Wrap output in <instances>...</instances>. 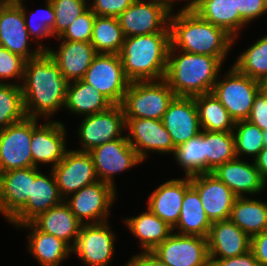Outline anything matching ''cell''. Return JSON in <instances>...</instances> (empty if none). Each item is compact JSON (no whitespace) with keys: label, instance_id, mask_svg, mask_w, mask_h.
<instances>
[{"label":"cell","instance_id":"1","mask_svg":"<svg viewBox=\"0 0 267 266\" xmlns=\"http://www.w3.org/2000/svg\"><path fill=\"white\" fill-rule=\"evenodd\" d=\"M68 83L47 51L27 60L21 82L26 117L53 116L65 105Z\"/></svg>","mask_w":267,"mask_h":266},{"label":"cell","instance_id":"2","mask_svg":"<svg viewBox=\"0 0 267 266\" xmlns=\"http://www.w3.org/2000/svg\"><path fill=\"white\" fill-rule=\"evenodd\" d=\"M171 45L180 51L217 57L222 63L234 45L224 29L202 19L195 11L170 16Z\"/></svg>","mask_w":267,"mask_h":266},{"label":"cell","instance_id":"3","mask_svg":"<svg viewBox=\"0 0 267 266\" xmlns=\"http://www.w3.org/2000/svg\"><path fill=\"white\" fill-rule=\"evenodd\" d=\"M175 52L176 49L171 45L164 76L174 94L194 97L210 93L220 78L218 74L223 63L215 56L180 50L177 55Z\"/></svg>","mask_w":267,"mask_h":266},{"label":"cell","instance_id":"4","mask_svg":"<svg viewBox=\"0 0 267 266\" xmlns=\"http://www.w3.org/2000/svg\"><path fill=\"white\" fill-rule=\"evenodd\" d=\"M170 46V32L126 37L119 55L128 80L164 79Z\"/></svg>","mask_w":267,"mask_h":266},{"label":"cell","instance_id":"5","mask_svg":"<svg viewBox=\"0 0 267 266\" xmlns=\"http://www.w3.org/2000/svg\"><path fill=\"white\" fill-rule=\"evenodd\" d=\"M175 96L164 79L130 82L121 106L125 118L162 120Z\"/></svg>","mask_w":267,"mask_h":266},{"label":"cell","instance_id":"6","mask_svg":"<svg viewBox=\"0 0 267 266\" xmlns=\"http://www.w3.org/2000/svg\"><path fill=\"white\" fill-rule=\"evenodd\" d=\"M261 82L240 73L234 66L216 81L212 93L219 99L235 122L247 120Z\"/></svg>","mask_w":267,"mask_h":266},{"label":"cell","instance_id":"7","mask_svg":"<svg viewBox=\"0 0 267 266\" xmlns=\"http://www.w3.org/2000/svg\"><path fill=\"white\" fill-rule=\"evenodd\" d=\"M37 121L38 118L25 117L0 130V173L33 167L30 147Z\"/></svg>","mask_w":267,"mask_h":266},{"label":"cell","instance_id":"8","mask_svg":"<svg viewBox=\"0 0 267 266\" xmlns=\"http://www.w3.org/2000/svg\"><path fill=\"white\" fill-rule=\"evenodd\" d=\"M82 80L99 90L114 105H121L130 84L119 54L98 53Z\"/></svg>","mask_w":267,"mask_h":266},{"label":"cell","instance_id":"9","mask_svg":"<svg viewBox=\"0 0 267 266\" xmlns=\"http://www.w3.org/2000/svg\"><path fill=\"white\" fill-rule=\"evenodd\" d=\"M116 190L110 184L98 180L72 193L64 201L82 224L104 223L108 222L107 217L116 198Z\"/></svg>","mask_w":267,"mask_h":266},{"label":"cell","instance_id":"10","mask_svg":"<svg viewBox=\"0 0 267 266\" xmlns=\"http://www.w3.org/2000/svg\"><path fill=\"white\" fill-rule=\"evenodd\" d=\"M171 14L157 0H134L117 18L126 37L170 32Z\"/></svg>","mask_w":267,"mask_h":266},{"label":"cell","instance_id":"11","mask_svg":"<svg viewBox=\"0 0 267 266\" xmlns=\"http://www.w3.org/2000/svg\"><path fill=\"white\" fill-rule=\"evenodd\" d=\"M126 121L121 105H112L109 109L84 116L79 125L78 135L82 143L78 151L89 152L103 143L121 138Z\"/></svg>","mask_w":267,"mask_h":266},{"label":"cell","instance_id":"12","mask_svg":"<svg viewBox=\"0 0 267 266\" xmlns=\"http://www.w3.org/2000/svg\"><path fill=\"white\" fill-rule=\"evenodd\" d=\"M174 233V234H173ZM169 266H209L207 238L174 231L153 251Z\"/></svg>","mask_w":267,"mask_h":266},{"label":"cell","instance_id":"13","mask_svg":"<svg viewBox=\"0 0 267 266\" xmlns=\"http://www.w3.org/2000/svg\"><path fill=\"white\" fill-rule=\"evenodd\" d=\"M89 153L92 156L98 180L113 187H115L113 176L142 162L126 135L103 143Z\"/></svg>","mask_w":267,"mask_h":266},{"label":"cell","instance_id":"14","mask_svg":"<svg viewBox=\"0 0 267 266\" xmlns=\"http://www.w3.org/2000/svg\"><path fill=\"white\" fill-rule=\"evenodd\" d=\"M29 40L31 38L22 8L16 2H4L0 7V46L26 60L33 59L49 49L38 43V48L29 50Z\"/></svg>","mask_w":267,"mask_h":266},{"label":"cell","instance_id":"15","mask_svg":"<svg viewBox=\"0 0 267 266\" xmlns=\"http://www.w3.org/2000/svg\"><path fill=\"white\" fill-rule=\"evenodd\" d=\"M114 240L108 222L82 224L72 252L87 266H107L115 252Z\"/></svg>","mask_w":267,"mask_h":266},{"label":"cell","instance_id":"16","mask_svg":"<svg viewBox=\"0 0 267 266\" xmlns=\"http://www.w3.org/2000/svg\"><path fill=\"white\" fill-rule=\"evenodd\" d=\"M51 170L64 199L98 181L92 156L77 149L67 150L64 158Z\"/></svg>","mask_w":267,"mask_h":266},{"label":"cell","instance_id":"17","mask_svg":"<svg viewBox=\"0 0 267 266\" xmlns=\"http://www.w3.org/2000/svg\"><path fill=\"white\" fill-rule=\"evenodd\" d=\"M125 121V129L129 131L127 140L142 161L148 157L146 151L174 154V144L162 120L125 118Z\"/></svg>","mask_w":267,"mask_h":266},{"label":"cell","instance_id":"18","mask_svg":"<svg viewBox=\"0 0 267 266\" xmlns=\"http://www.w3.org/2000/svg\"><path fill=\"white\" fill-rule=\"evenodd\" d=\"M211 223L229 219L237 196L212 172L190 176Z\"/></svg>","mask_w":267,"mask_h":266},{"label":"cell","instance_id":"19","mask_svg":"<svg viewBox=\"0 0 267 266\" xmlns=\"http://www.w3.org/2000/svg\"><path fill=\"white\" fill-rule=\"evenodd\" d=\"M40 173L37 167L0 173V213L10 221L27 203L32 182Z\"/></svg>","mask_w":267,"mask_h":266},{"label":"cell","instance_id":"20","mask_svg":"<svg viewBox=\"0 0 267 266\" xmlns=\"http://www.w3.org/2000/svg\"><path fill=\"white\" fill-rule=\"evenodd\" d=\"M162 121L175 148L202 132L194 97L175 96Z\"/></svg>","mask_w":267,"mask_h":266},{"label":"cell","instance_id":"21","mask_svg":"<svg viewBox=\"0 0 267 266\" xmlns=\"http://www.w3.org/2000/svg\"><path fill=\"white\" fill-rule=\"evenodd\" d=\"M65 126L59 121H49L37 126L32 131L31 154L33 167L38 168V163L56 166L66 153Z\"/></svg>","mask_w":267,"mask_h":266},{"label":"cell","instance_id":"22","mask_svg":"<svg viewBox=\"0 0 267 266\" xmlns=\"http://www.w3.org/2000/svg\"><path fill=\"white\" fill-rule=\"evenodd\" d=\"M209 259H227L250 251L251 238L230 219L213 222L207 237Z\"/></svg>","mask_w":267,"mask_h":266},{"label":"cell","instance_id":"23","mask_svg":"<svg viewBox=\"0 0 267 266\" xmlns=\"http://www.w3.org/2000/svg\"><path fill=\"white\" fill-rule=\"evenodd\" d=\"M49 175L50 178L40 172L35 177L26 205L9 221L11 224L17 227L30 223L40 214L64 201L52 170Z\"/></svg>","mask_w":267,"mask_h":266},{"label":"cell","instance_id":"24","mask_svg":"<svg viewBox=\"0 0 267 266\" xmlns=\"http://www.w3.org/2000/svg\"><path fill=\"white\" fill-rule=\"evenodd\" d=\"M58 51L48 49L62 75L69 81L82 80L87 69L98 54L90 42L66 41L59 44Z\"/></svg>","mask_w":267,"mask_h":266},{"label":"cell","instance_id":"25","mask_svg":"<svg viewBox=\"0 0 267 266\" xmlns=\"http://www.w3.org/2000/svg\"><path fill=\"white\" fill-rule=\"evenodd\" d=\"M212 173L226 184L237 197H245V194L257 195L265 189L267 184L261 178L254 161L248 163L235 158L219 165Z\"/></svg>","mask_w":267,"mask_h":266},{"label":"cell","instance_id":"26","mask_svg":"<svg viewBox=\"0 0 267 266\" xmlns=\"http://www.w3.org/2000/svg\"><path fill=\"white\" fill-rule=\"evenodd\" d=\"M190 186L189 176L168 180L150 195L148 209L173 228L179 220L182 200Z\"/></svg>","mask_w":267,"mask_h":266},{"label":"cell","instance_id":"27","mask_svg":"<svg viewBox=\"0 0 267 266\" xmlns=\"http://www.w3.org/2000/svg\"><path fill=\"white\" fill-rule=\"evenodd\" d=\"M32 223L40 231L62 239L71 248L74 246L82 226L65 201L40 214ZM71 239H73L72 243Z\"/></svg>","mask_w":267,"mask_h":266},{"label":"cell","instance_id":"28","mask_svg":"<svg viewBox=\"0 0 267 266\" xmlns=\"http://www.w3.org/2000/svg\"><path fill=\"white\" fill-rule=\"evenodd\" d=\"M27 227L29 252L41 266H58L72 253V248L62 239L40 231L32 222L17 226Z\"/></svg>","mask_w":267,"mask_h":266},{"label":"cell","instance_id":"29","mask_svg":"<svg viewBox=\"0 0 267 266\" xmlns=\"http://www.w3.org/2000/svg\"><path fill=\"white\" fill-rule=\"evenodd\" d=\"M114 105L99 90L83 80L68 83L65 105L73 114L88 116L109 109Z\"/></svg>","mask_w":267,"mask_h":266},{"label":"cell","instance_id":"30","mask_svg":"<svg viewBox=\"0 0 267 266\" xmlns=\"http://www.w3.org/2000/svg\"><path fill=\"white\" fill-rule=\"evenodd\" d=\"M195 12L202 19L224 29L233 39L247 25L236 9L235 0H199Z\"/></svg>","mask_w":267,"mask_h":266},{"label":"cell","instance_id":"31","mask_svg":"<svg viewBox=\"0 0 267 266\" xmlns=\"http://www.w3.org/2000/svg\"><path fill=\"white\" fill-rule=\"evenodd\" d=\"M124 221L130 232L139 238L143 252L153 251L173 232L171 226L148 208L141 215L126 218Z\"/></svg>","mask_w":267,"mask_h":266},{"label":"cell","instance_id":"32","mask_svg":"<svg viewBox=\"0 0 267 266\" xmlns=\"http://www.w3.org/2000/svg\"><path fill=\"white\" fill-rule=\"evenodd\" d=\"M211 225L198 192L191 185L184 194L179 220L172 229H179L178 234L207 238Z\"/></svg>","mask_w":267,"mask_h":266},{"label":"cell","instance_id":"33","mask_svg":"<svg viewBox=\"0 0 267 266\" xmlns=\"http://www.w3.org/2000/svg\"><path fill=\"white\" fill-rule=\"evenodd\" d=\"M229 219L250 238L267 229V202L237 197Z\"/></svg>","mask_w":267,"mask_h":266},{"label":"cell","instance_id":"34","mask_svg":"<svg viewBox=\"0 0 267 266\" xmlns=\"http://www.w3.org/2000/svg\"><path fill=\"white\" fill-rule=\"evenodd\" d=\"M194 101L202 130L211 132L233 131L235 121L212 92L194 96Z\"/></svg>","mask_w":267,"mask_h":266},{"label":"cell","instance_id":"35","mask_svg":"<svg viewBox=\"0 0 267 266\" xmlns=\"http://www.w3.org/2000/svg\"><path fill=\"white\" fill-rule=\"evenodd\" d=\"M124 39L118 18L96 15L90 43L97 53L119 54Z\"/></svg>","mask_w":267,"mask_h":266},{"label":"cell","instance_id":"36","mask_svg":"<svg viewBox=\"0 0 267 266\" xmlns=\"http://www.w3.org/2000/svg\"><path fill=\"white\" fill-rule=\"evenodd\" d=\"M204 149L206 173L212 172L219 165L237 158L233 131L211 132L204 130Z\"/></svg>","mask_w":267,"mask_h":266},{"label":"cell","instance_id":"37","mask_svg":"<svg viewBox=\"0 0 267 266\" xmlns=\"http://www.w3.org/2000/svg\"><path fill=\"white\" fill-rule=\"evenodd\" d=\"M173 155L177 164L185 170L186 176L206 173L204 130L196 137L176 147Z\"/></svg>","mask_w":267,"mask_h":266},{"label":"cell","instance_id":"38","mask_svg":"<svg viewBox=\"0 0 267 266\" xmlns=\"http://www.w3.org/2000/svg\"><path fill=\"white\" fill-rule=\"evenodd\" d=\"M233 66L259 82L267 77V35L240 54Z\"/></svg>","mask_w":267,"mask_h":266},{"label":"cell","instance_id":"39","mask_svg":"<svg viewBox=\"0 0 267 266\" xmlns=\"http://www.w3.org/2000/svg\"><path fill=\"white\" fill-rule=\"evenodd\" d=\"M25 117L21 83H0V130Z\"/></svg>","mask_w":267,"mask_h":266},{"label":"cell","instance_id":"40","mask_svg":"<svg viewBox=\"0 0 267 266\" xmlns=\"http://www.w3.org/2000/svg\"><path fill=\"white\" fill-rule=\"evenodd\" d=\"M235 152L239 155H250L253 160L264 148L263 131L248 120L235 122L233 129Z\"/></svg>","mask_w":267,"mask_h":266},{"label":"cell","instance_id":"41","mask_svg":"<svg viewBox=\"0 0 267 266\" xmlns=\"http://www.w3.org/2000/svg\"><path fill=\"white\" fill-rule=\"evenodd\" d=\"M55 11V24L52 37L59 38L70 24L77 19L89 6L88 0H50Z\"/></svg>","mask_w":267,"mask_h":266},{"label":"cell","instance_id":"42","mask_svg":"<svg viewBox=\"0 0 267 266\" xmlns=\"http://www.w3.org/2000/svg\"><path fill=\"white\" fill-rule=\"evenodd\" d=\"M22 2H23V0H19L16 3L23 10L26 28L29 32L30 38H33L34 41L35 40L37 41V39L40 40V38L44 39V37H46V38L51 37L52 36V28L55 24V11H54V8H53L51 1L46 0V8L43 9V11L42 10L38 11L39 13L40 12L44 13V14L40 13L42 16L41 15L38 16L39 13H37L36 11L32 12L31 16H28L27 11L25 9V6H23L24 2L23 3ZM34 13H37L36 17H35L36 14H34ZM28 17L30 18V20H28ZM34 17H35V19H34ZM37 18L39 20L36 21ZM34 21H36V22L34 23Z\"/></svg>","mask_w":267,"mask_h":266},{"label":"cell","instance_id":"43","mask_svg":"<svg viewBox=\"0 0 267 266\" xmlns=\"http://www.w3.org/2000/svg\"><path fill=\"white\" fill-rule=\"evenodd\" d=\"M96 14L88 8L80 16L75 19L63 34L57 38L58 40L91 42L93 24Z\"/></svg>","mask_w":267,"mask_h":266},{"label":"cell","instance_id":"44","mask_svg":"<svg viewBox=\"0 0 267 266\" xmlns=\"http://www.w3.org/2000/svg\"><path fill=\"white\" fill-rule=\"evenodd\" d=\"M26 61L22 56L0 46V83L10 78L23 80Z\"/></svg>","mask_w":267,"mask_h":266},{"label":"cell","instance_id":"45","mask_svg":"<svg viewBox=\"0 0 267 266\" xmlns=\"http://www.w3.org/2000/svg\"><path fill=\"white\" fill-rule=\"evenodd\" d=\"M134 0H94L89 8L98 16L118 17Z\"/></svg>","mask_w":267,"mask_h":266},{"label":"cell","instance_id":"46","mask_svg":"<svg viewBox=\"0 0 267 266\" xmlns=\"http://www.w3.org/2000/svg\"><path fill=\"white\" fill-rule=\"evenodd\" d=\"M240 17L251 22L267 12V0H235Z\"/></svg>","mask_w":267,"mask_h":266},{"label":"cell","instance_id":"47","mask_svg":"<svg viewBox=\"0 0 267 266\" xmlns=\"http://www.w3.org/2000/svg\"><path fill=\"white\" fill-rule=\"evenodd\" d=\"M247 120L257 125L262 131L267 129V93L262 89L255 96Z\"/></svg>","mask_w":267,"mask_h":266},{"label":"cell","instance_id":"48","mask_svg":"<svg viewBox=\"0 0 267 266\" xmlns=\"http://www.w3.org/2000/svg\"><path fill=\"white\" fill-rule=\"evenodd\" d=\"M209 266H260L253 252L247 253L227 259H209Z\"/></svg>","mask_w":267,"mask_h":266},{"label":"cell","instance_id":"49","mask_svg":"<svg viewBox=\"0 0 267 266\" xmlns=\"http://www.w3.org/2000/svg\"><path fill=\"white\" fill-rule=\"evenodd\" d=\"M250 250L260 266H267V229L251 237Z\"/></svg>","mask_w":267,"mask_h":266},{"label":"cell","instance_id":"50","mask_svg":"<svg viewBox=\"0 0 267 266\" xmlns=\"http://www.w3.org/2000/svg\"><path fill=\"white\" fill-rule=\"evenodd\" d=\"M125 266H169L168 264L162 262L155 254L152 252H141L134 255L130 261L127 262Z\"/></svg>","mask_w":267,"mask_h":266},{"label":"cell","instance_id":"51","mask_svg":"<svg viewBox=\"0 0 267 266\" xmlns=\"http://www.w3.org/2000/svg\"><path fill=\"white\" fill-rule=\"evenodd\" d=\"M253 161L261 178L267 183V147H264Z\"/></svg>","mask_w":267,"mask_h":266},{"label":"cell","instance_id":"52","mask_svg":"<svg viewBox=\"0 0 267 266\" xmlns=\"http://www.w3.org/2000/svg\"><path fill=\"white\" fill-rule=\"evenodd\" d=\"M159 1L164 8L171 14L172 8H173V4L175 3V1L177 0H157ZM191 2H188L181 10H179V12H192L195 11L199 0H189Z\"/></svg>","mask_w":267,"mask_h":266},{"label":"cell","instance_id":"53","mask_svg":"<svg viewBox=\"0 0 267 266\" xmlns=\"http://www.w3.org/2000/svg\"><path fill=\"white\" fill-rule=\"evenodd\" d=\"M261 89L267 93V77L261 81Z\"/></svg>","mask_w":267,"mask_h":266},{"label":"cell","instance_id":"54","mask_svg":"<svg viewBox=\"0 0 267 266\" xmlns=\"http://www.w3.org/2000/svg\"><path fill=\"white\" fill-rule=\"evenodd\" d=\"M263 144L267 147V129L263 131Z\"/></svg>","mask_w":267,"mask_h":266},{"label":"cell","instance_id":"55","mask_svg":"<svg viewBox=\"0 0 267 266\" xmlns=\"http://www.w3.org/2000/svg\"><path fill=\"white\" fill-rule=\"evenodd\" d=\"M4 2H17L19 0H3Z\"/></svg>","mask_w":267,"mask_h":266},{"label":"cell","instance_id":"56","mask_svg":"<svg viewBox=\"0 0 267 266\" xmlns=\"http://www.w3.org/2000/svg\"><path fill=\"white\" fill-rule=\"evenodd\" d=\"M4 3V1L3 0H0V7H1V5Z\"/></svg>","mask_w":267,"mask_h":266}]
</instances>
